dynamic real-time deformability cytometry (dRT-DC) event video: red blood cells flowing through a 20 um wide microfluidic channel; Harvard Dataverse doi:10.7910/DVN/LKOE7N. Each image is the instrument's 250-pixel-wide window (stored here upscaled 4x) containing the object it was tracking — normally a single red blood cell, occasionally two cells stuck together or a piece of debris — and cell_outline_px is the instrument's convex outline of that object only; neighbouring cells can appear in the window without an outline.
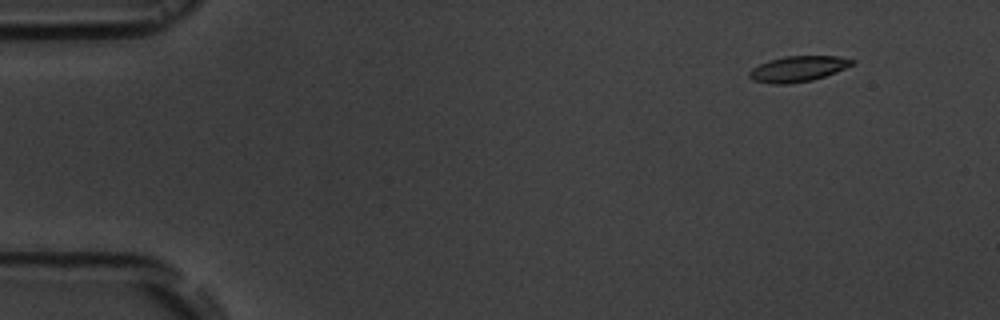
{"species": "common noctule bat (a hibernating species)", "species_latin": "Nyctalus noctula", "temperature_condition": "room temperature", "stored_images_in_passage": 5, "camera_frame_rate_fps": 3000, "um_per_image_px": 0.085, "animal": {"sex": "male", "body_mass_g": 19.5, "forearm_length_mm": 54.6}, "frame": {"image": 1, "passage_image": 2, "time_ms": 1.333, "image_size_px": [1000, 320], "cell_outline_px": [[856, 64], [836, 72], [812, 80], [788, 84], [772, 84], [752, 80], [748, 76], [748, 72], [752, 68], [768, 60], [784, 56], [840, 56], [856, 60]], "centroid_in_image_um": [67.84, 5.84], "position_along_channel_um": 17.2, "area_um2": 15.55}}
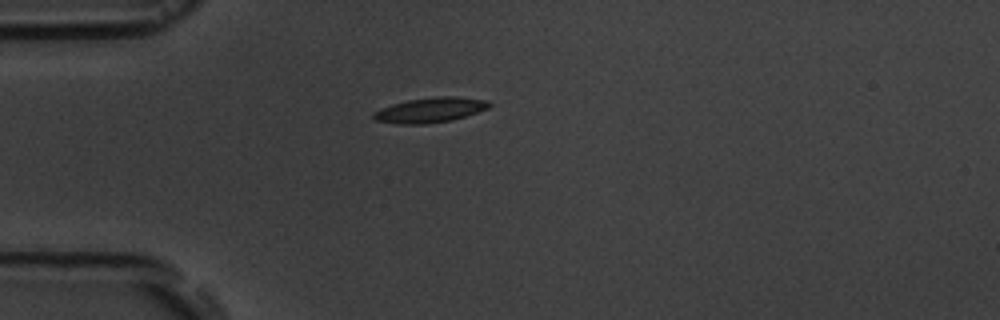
{"frame": {"image": 2, "passage_image": 5, "time_ms": 4.667, "image_size_px": [1000, 320], "cell_outline_px": [[492, 104], [488, 108], [452, 120], [424, 124], [396, 124], [376, 120], [372, 116], [372, 112], [380, 108], [392, 104], [408, 100], [436, 96], [452, 96], [488, 100]], "centroid_in_image_um": [36.53, 9.35], "position_along_channel_um": 48.5, "area_um2": 16.82}}